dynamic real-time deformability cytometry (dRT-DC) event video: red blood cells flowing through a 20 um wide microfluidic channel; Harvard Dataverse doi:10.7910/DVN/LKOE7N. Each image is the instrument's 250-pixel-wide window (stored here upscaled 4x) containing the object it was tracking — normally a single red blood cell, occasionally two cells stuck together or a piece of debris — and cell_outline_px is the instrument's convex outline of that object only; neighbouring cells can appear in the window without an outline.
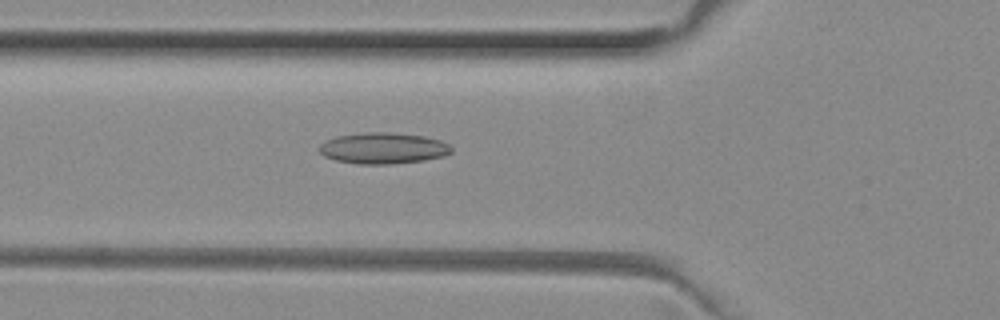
{"species": "common noctule bat (a hibernating species)", "species_latin": "Nyctalus noctula", "temperature_condition": "room temperature", "stored_images_in_passage": 51, "camera_frame_rate_fps": 3000, "um_per_image_px": 0.085, "animal": {"sex": "female", "body_mass_g": 29.2, "forearm_length_mm": 56.3}, "frame": {"image": 1, "passage_image": 18, "time_ms": 5.667, "image_size_px": [1000, 320], "cell_outline_px": [[452, 152], [444, 156], [424, 160], [388, 164], [360, 164], [336, 160], [324, 156], [320, 152], [320, 144], [336, 136], [364, 132], [388, 132], [424, 136], [440, 140], [448, 144], [452, 148]], "centroid_in_image_um": [32.58, 12.59], "position_along_channel_um": 93.2, "area_um2": 23.87}}
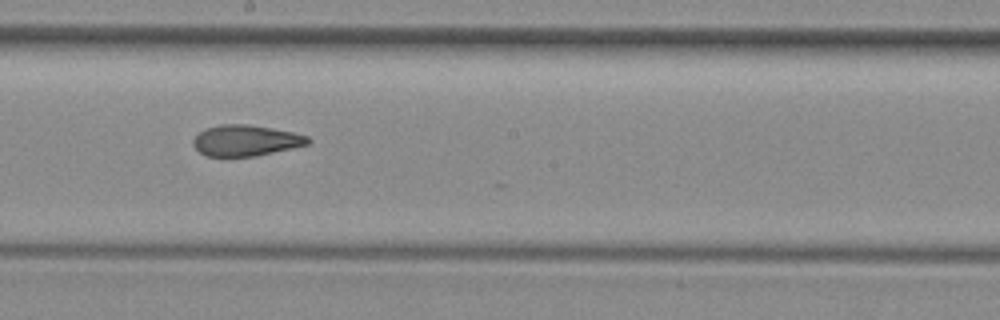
{"frame": {"image": 2, "passage_image": 28, "time_ms": 9.0, "image_size_px": [1000, 320], "cell_outline_px": [[312, 140], [308, 144], [292, 148], [256, 156], [204, 156], [192, 144], [192, 140], [200, 132], [208, 128], [220, 124], [244, 124], [272, 128], [292, 132], [308, 136]], "centroid_in_image_um": [20.89, 11.94], "position_along_channel_um": 227.3, "area_um2": 20.58}}
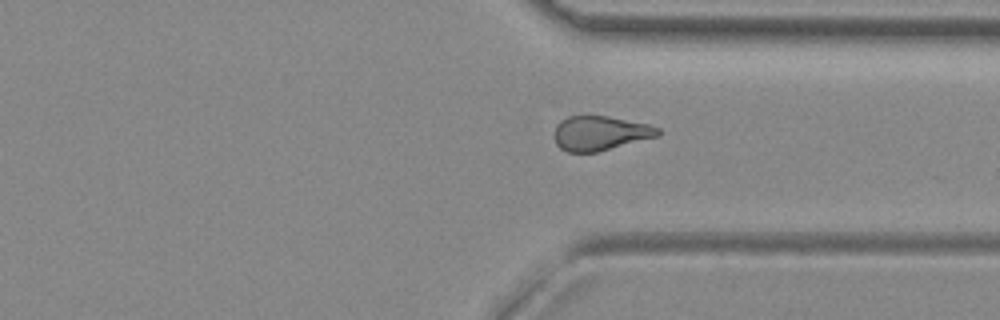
{"frame": {"image": 3, "passage_image": 38, "time_ms": 12.333, "image_size_px": [1000, 320], "cell_outline_px": [[660, 136], [596, 152], [568, 152], [560, 148], [556, 144], [556, 124], [560, 120], [568, 116], [608, 116], [648, 124], [660, 128]], "centroid_in_image_um": [51.04, 11.32], "position_along_channel_um": 360.4, "area_um2": 20.75}, "authors_computed_cell_mechanics": {"area_um2": 21.7328, "velocity_mm_per_s": 4.0015, "shape_relaxation_time_tau1_ms": null, "shape_relaxation_time_tau2_ms": 2.9387, "deformation_change_tau1": null, "deformation_change_tau2": 0.117}}